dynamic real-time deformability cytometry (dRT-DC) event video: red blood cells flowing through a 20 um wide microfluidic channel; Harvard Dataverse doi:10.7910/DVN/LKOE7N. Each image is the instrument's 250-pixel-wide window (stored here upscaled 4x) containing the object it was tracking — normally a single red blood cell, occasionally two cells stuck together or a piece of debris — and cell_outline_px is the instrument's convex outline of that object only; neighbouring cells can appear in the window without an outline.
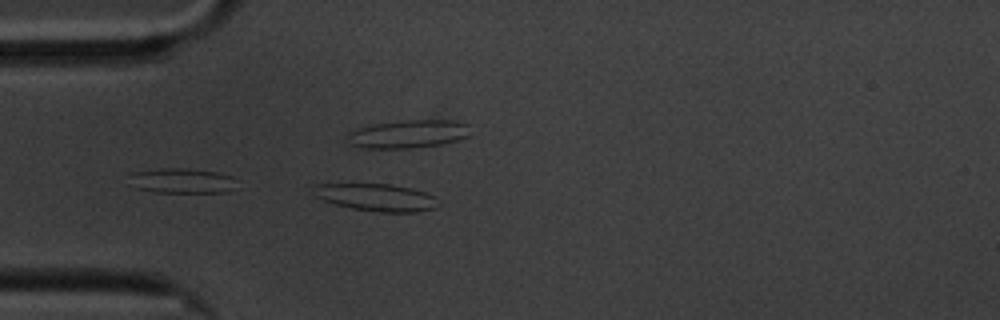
{"species": "common noctule bat (a hibernating species)", "species_latin": "Nyctalus noctula", "temperature_condition": "cold", "stored_images_in_passage": 43, "camera_frame_rate_fps": 3000, "um_per_image_px": 0.085, "animal": {"sex": "male", "body_mass_g": 20.1, "forearm_length_mm": 53.5}, "frame": {"image": 1, "passage_image": 1, "time_ms": 0.0, "image_size_px": [1000, 320], "cell_outline_px": [[440, 204], [436, 208], [416, 212], [380, 212], [352, 208], [336, 204], [324, 200], [316, 196], [316, 184], [392, 184], [412, 188], [424, 192], [432, 196]], "centroid_in_image_um": [32.05, 16.78], "position_along_channel_um": 52.9, "area_um2": 19.54}}
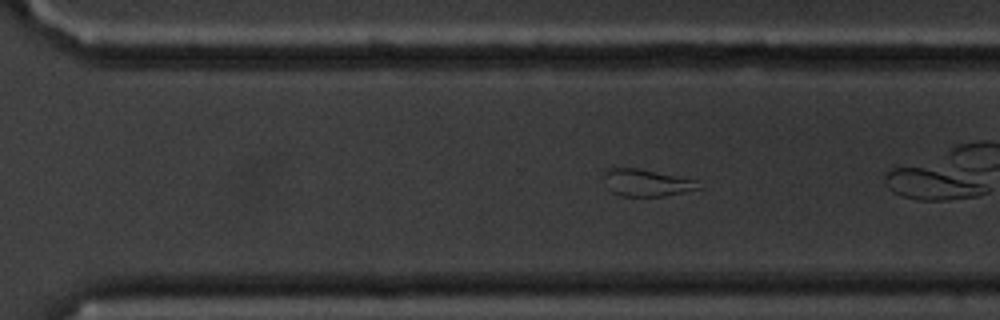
{"frame": {"image": 2, "passage_image": 23, "time_ms": 7.333, "image_size_px": [1000, 320], "cell_outline_px": [[704, 188], [664, 196], [620, 196], [612, 192], [604, 176], [604, 172], [608, 168], [636, 168], [696, 180]], "centroid_in_image_um": [55.0, 15.54], "position_along_channel_um": 315.6, "area_um2": 14.68}}
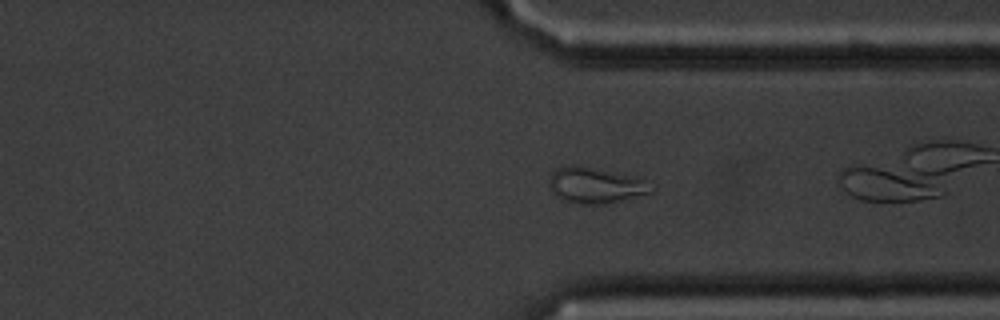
{"frame": {"image": 3, "passage_image": 27, "time_ms": 8.667, "image_size_px": [1000, 320], "cell_outline_px": [[656, 192], [604, 204], [576, 204], [560, 200], [548, 188], [548, 180], [552, 172], [556, 168], [564, 164], [576, 164], [632, 176], [644, 180], [656, 188]], "centroid_in_image_um": [50.56, 15.75], "position_along_channel_um": 360.8, "area_um2": 21.85}, "authors_computed_cell_mechanics": {"area_um2": 16.5308, "velocity_mm_per_s": 3.3554, "shape_relaxation_time_tau1_ms": null, "shape_relaxation_time_tau2_ms": 3.8726, "deformation_change_tau1": null, "deformation_change_tau2": 0.1167}}